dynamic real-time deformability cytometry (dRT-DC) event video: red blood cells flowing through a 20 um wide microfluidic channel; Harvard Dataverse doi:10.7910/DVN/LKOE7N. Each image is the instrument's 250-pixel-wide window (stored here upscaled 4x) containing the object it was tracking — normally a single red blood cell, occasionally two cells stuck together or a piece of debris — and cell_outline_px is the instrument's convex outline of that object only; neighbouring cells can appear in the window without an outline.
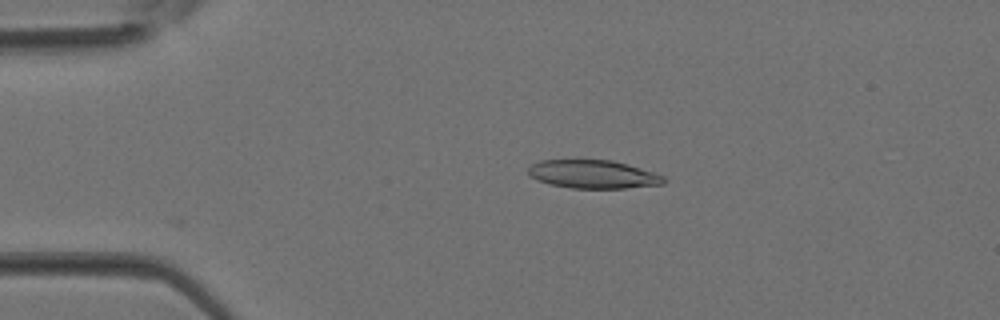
{"species": "Egyptian fruit bat (a non-hibernating species)", "species_latin": "Rousettus aegyptiacus", "temperature_condition": "room temperature", "stored_images_in_passage": 36, "camera_frame_rate_fps": 3000, "um_per_image_px": 0.085, "animal": {"sex": "female"}, "frame": {"image": 1, "passage_image": 8, "time_ms": 2.333, "image_size_px": [1000, 320], "cell_outline_px": [[664, 184], [624, 188], [572, 188], [548, 184], [532, 176], [528, 172], [528, 168], [532, 164], [540, 160], [612, 160], [628, 164], [664, 176]], "centroid_in_image_um": [50.41, 14.81], "position_along_channel_um": 34.6, "area_um2": 22.14}}
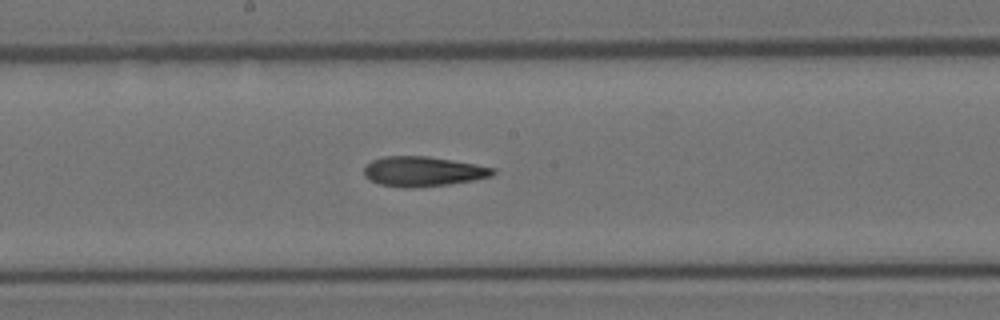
{"frame": {"image": 2, "passage_image": 20, "time_ms": 6.333, "image_size_px": [1000, 320], "cell_outline_px": [[496, 172], [492, 176], [472, 180], [448, 184], [412, 188], [404, 188], [380, 184], [368, 180], [364, 176], [364, 168], [372, 160], [384, 156], [428, 156], [476, 164], [496, 168]], "centroid_in_image_um": [35.94, 14.57], "position_along_channel_um": 212.3, "area_um2": 22.48}}
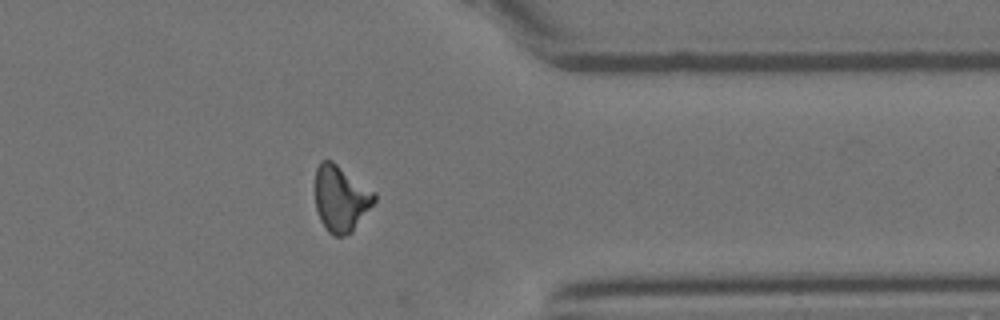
{"frame": {"image": 3, "passage_image": 30, "time_ms": 9.667, "image_size_px": [1000, 320], "cell_outline_px": [[376, 200], [352, 232], [344, 236], [332, 236], [328, 232], [320, 220], [316, 208], [316, 168], [320, 160], [332, 160], [376, 192]], "centroid_in_image_um": [28.98, 16.87], "position_along_channel_um": 382.4, "area_um2": 22.89}}